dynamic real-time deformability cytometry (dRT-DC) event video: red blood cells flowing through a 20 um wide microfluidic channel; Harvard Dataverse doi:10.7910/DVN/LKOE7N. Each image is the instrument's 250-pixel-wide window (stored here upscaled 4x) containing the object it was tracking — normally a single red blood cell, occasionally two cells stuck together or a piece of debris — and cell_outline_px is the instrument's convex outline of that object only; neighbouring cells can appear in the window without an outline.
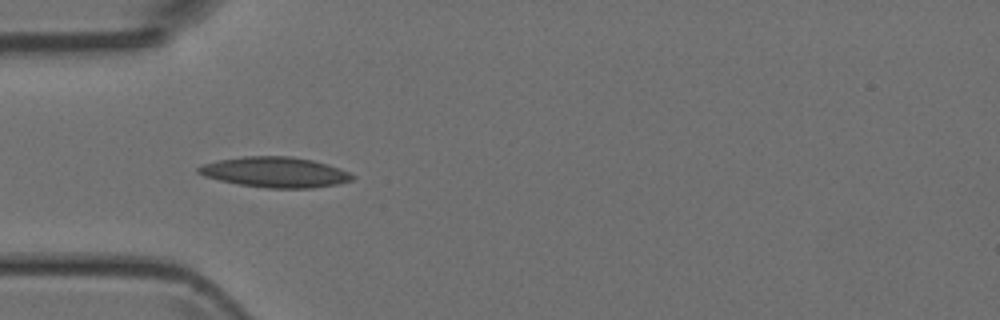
{"species": "Egyptian fruit bat (a non-hibernating species)", "species_latin": "Rousettus aegyptiacus", "temperature_condition": "room temperature", "stored_images_in_passage": 7, "camera_frame_rate_fps": 3000, "um_per_image_px": 0.085, "animal": {"sex": "female"}, "frame": {"image": 1, "passage_image": 5, "time_ms": 4.333, "image_size_px": [1000, 320], "cell_outline_px": [[356, 176], [352, 180], [336, 184], [312, 188], [264, 188], [236, 184], [204, 176], [196, 172], [196, 168], [204, 164], [216, 160], [244, 156], [292, 156], [312, 160], [328, 164], [340, 168]], "centroid_in_image_um": [23.36, 14.63], "position_along_channel_um": 61.6, "area_um2": 27.4}}
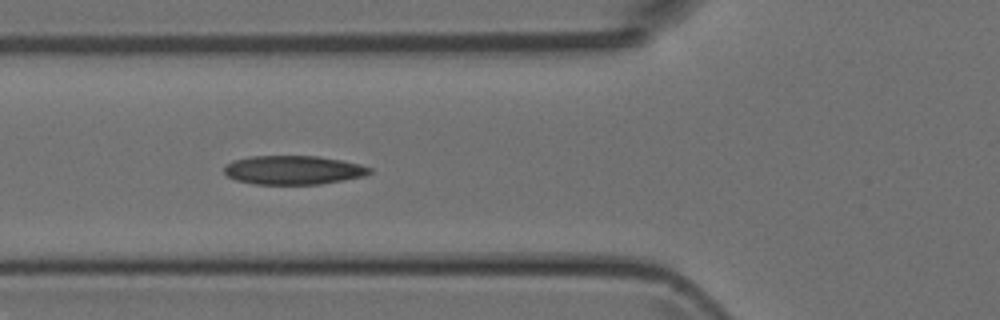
{"frame": {"image": 2, "passage_image": 6, "time_ms": 5.333, "image_size_px": [1000, 320], "cell_outline_px": [[372, 172], [364, 176], [344, 180], [320, 184], [252, 184], [236, 180], [228, 176], [224, 172], [224, 164], [232, 160], [252, 156], [320, 156], [360, 164], [372, 168]], "centroid_in_image_um": [24.91, 14.45], "position_along_channel_um": 100.9, "area_um2": 24.62}}
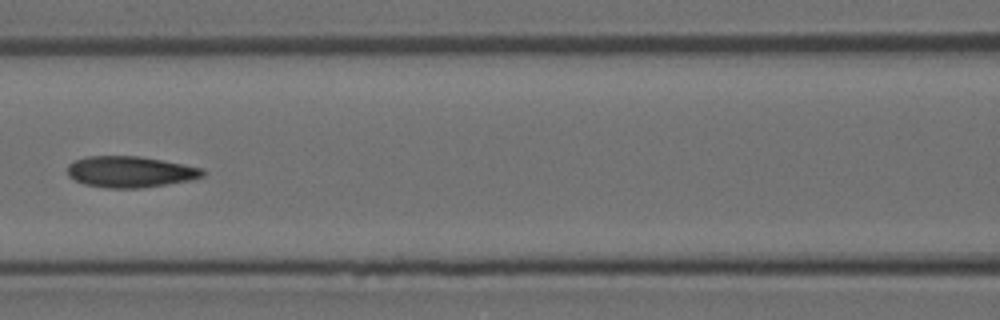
{"frame": {"image": 3, "passage_image": 7, "time_ms": 6.667, "image_size_px": [1000, 320], "cell_outline_px": [[204, 176], [192, 180], [140, 188], [108, 188], [84, 184], [68, 176], [68, 164], [76, 160], [88, 156], [140, 156], [184, 164], [204, 168]], "centroid_in_image_um": [11.09, 14.6], "position_along_channel_um": 155.5, "area_um2": 24.57}}